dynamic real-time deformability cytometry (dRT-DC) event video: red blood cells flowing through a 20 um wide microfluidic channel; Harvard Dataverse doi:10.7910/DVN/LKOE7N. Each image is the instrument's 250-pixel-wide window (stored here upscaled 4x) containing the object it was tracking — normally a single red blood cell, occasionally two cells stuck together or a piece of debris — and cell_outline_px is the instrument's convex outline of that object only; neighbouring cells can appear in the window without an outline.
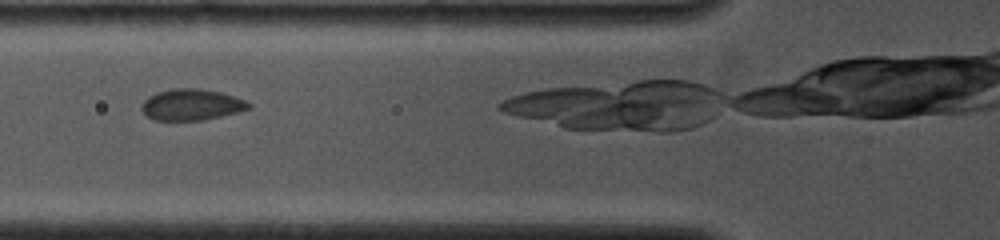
{"species": "common noctule bat (a hibernating species)", "species_latin": "Nyctalus noctula", "temperature_condition": "cold", "stored_images_in_passage": 7, "camera_frame_rate_fps": 4000, "um_per_image_px": 0.085, "animal": {"sex": "female", "body_mass_g": 19.0, "forearm_length_mm": 53.3}, "frame": {"image": 1, "passage_image": 2, "time_ms": 0.75, "image_size_px": [1000, 240], "cell_outline_px": [[252, 108], [220, 116], [200, 120], [156, 120], [148, 116], [140, 108], [144, 100], [148, 96], [156, 92], [172, 88], [200, 88], [220, 92], [244, 100], [252, 104]], "centroid_in_image_um": [16.26, 8.88], "position_along_channel_um": 109.5, "area_um2": 19.36}}